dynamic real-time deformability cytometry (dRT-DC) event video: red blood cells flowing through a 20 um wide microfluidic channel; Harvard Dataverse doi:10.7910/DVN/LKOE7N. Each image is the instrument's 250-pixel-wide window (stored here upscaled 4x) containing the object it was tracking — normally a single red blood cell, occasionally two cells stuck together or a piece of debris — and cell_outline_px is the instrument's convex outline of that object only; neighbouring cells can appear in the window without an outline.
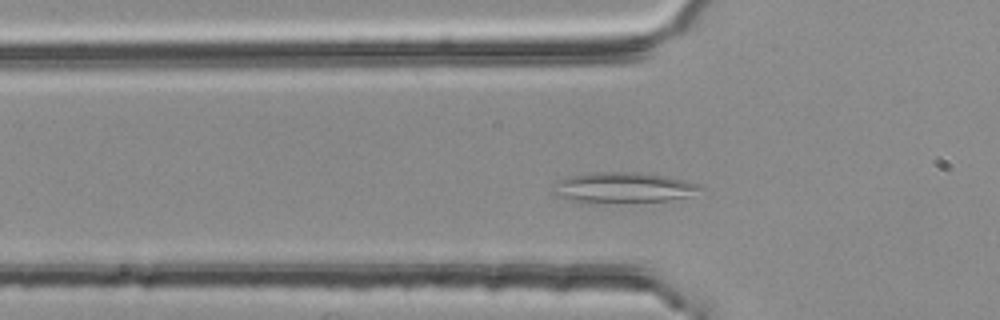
{"species": "common noctule bat (a hibernating species)", "species_latin": "Nyctalus noctula", "temperature_condition": "room temperature", "stored_images_in_passage": 43, "camera_frame_rate_fps": 3000, "um_per_image_px": 0.085, "animal": {"sex": "female", "body_mass_g": 25.1}, "frame": {"image": 1, "passage_image": 10, "time_ms": 3.0, "image_size_px": [1000, 320], "cell_outline_px": [[704, 188], [688, 196], [668, 200], [592, 204], [576, 204], [556, 196], [552, 192], [556, 180], [568, 176], [592, 172], [640, 172], [668, 176], [700, 184]], "centroid_in_image_um": [52.86, 15.96], "position_along_channel_um": 72.9, "area_um2": 26.99}}
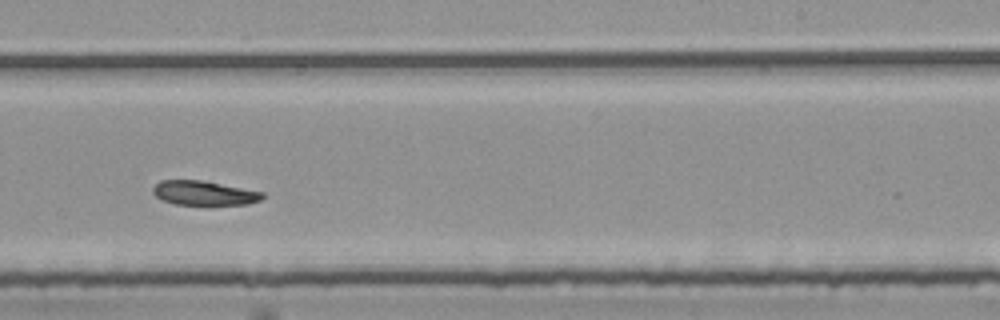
{"frame": {"image": 2, "passage_image": 26, "time_ms": 8.333, "image_size_px": [1000, 320], "cell_outline_px": [[264, 200], [248, 204], [208, 208], [204, 208], [176, 204], [164, 200], [156, 196], [152, 192], [152, 188], [160, 180], [200, 180], [264, 192]], "centroid_in_image_um": [17.4, 16.47], "position_along_channel_um": 271.6, "area_um2": 16.47}}
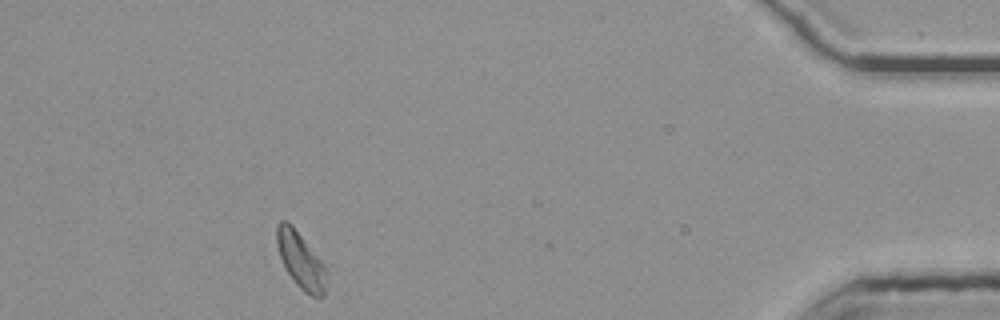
{"frame": {"image": 3, "passage_image": 42, "time_ms": 13.667, "image_size_px": [1000, 320], "cell_outline_px": [[328, 284], [324, 296], [312, 296], [304, 292], [296, 284], [288, 272], [280, 256], [276, 244], [276, 224], [280, 220], [288, 220], [292, 224], [328, 268]], "centroid_in_image_um": [25.6, 22.12], "position_along_channel_um": 409.6, "area_um2": 16.7}}